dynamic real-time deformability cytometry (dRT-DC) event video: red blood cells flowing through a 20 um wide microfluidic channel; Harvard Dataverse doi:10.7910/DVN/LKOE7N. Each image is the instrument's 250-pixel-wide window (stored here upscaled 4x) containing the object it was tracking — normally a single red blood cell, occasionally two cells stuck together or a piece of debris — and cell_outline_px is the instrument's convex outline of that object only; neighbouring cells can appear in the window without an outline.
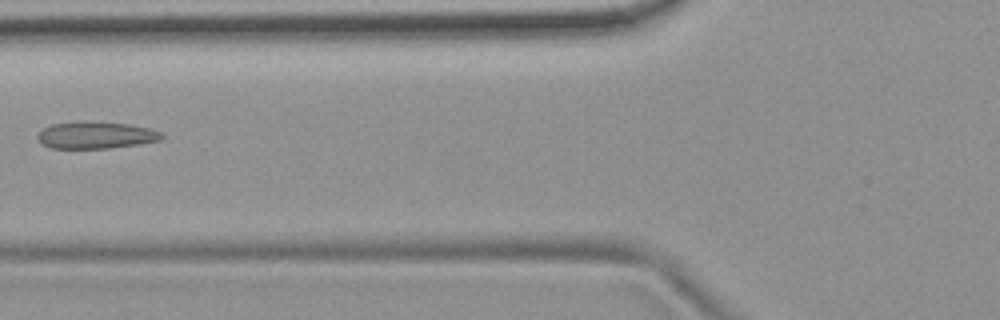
{"species": "common noctule bat (a hibernating species)", "species_latin": "Nyctalus noctula", "temperature_condition": "room temperature", "stored_images_in_passage": 4, "camera_frame_rate_fps": 3000, "um_per_image_px": 0.085, "animal": {"sex": "female", "body_mass_g": 19.9}, "frame": {"image": 1, "passage_image": 2, "time_ms": 1.333, "image_size_px": [1000, 320], "cell_outline_px": [[164, 136], [160, 140], [140, 144], [108, 148], [52, 148], [44, 144], [36, 136], [40, 128], [52, 124], [80, 120], [88, 120], [128, 124], [152, 128], [164, 132]], "centroid_in_image_um": [8.17, 11.46], "position_along_channel_um": 117.6, "area_um2": 19.94}}
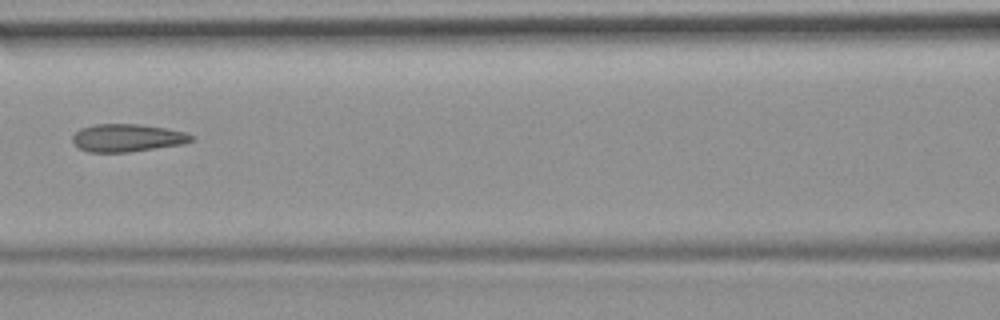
{"frame": {"image": 2, "passage_image": 3, "time_ms": 2.333, "image_size_px": [1000, 320], "cell_outline_px": [[196, 136], [192, 140], [184, 144], [128, 152], [88, 152], [80, 148], [72, 140], [72, 136], [80, 128], [96, 124], [140, 124], [168, 128], [184, 132]], "centroid_in_image_um": [10.84, 11.71], "position_along_channel_um": 155.8, "area_um2": 19.25}}
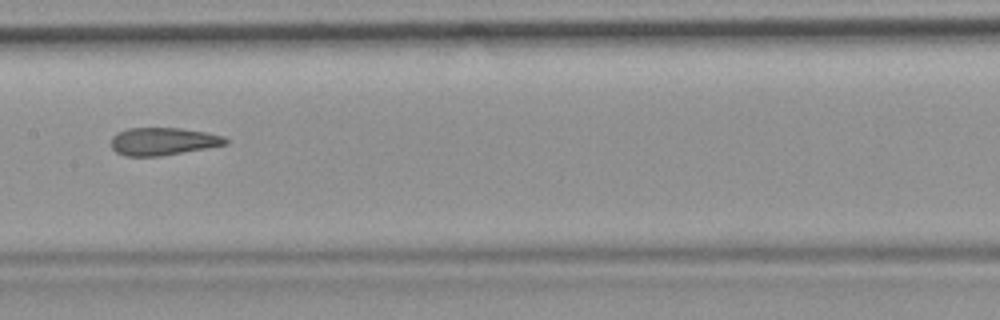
{"frame": {"image": 3, "passage_image": 4, "time_ms": 3.333, "image_size_px": [1000, 320], "cell_outline_px": [[228, 144], [160, 156], [124, 156], [116, 152], [112, 148], [112, 136], [116, 132], [128, 128], [180, 128], [204, 132], [224, 136], [228, 140]], "centroid_in_image_um": [13.83, 12.01], "position_along_channel_um": 193.6, "area_um2": 18.38}}